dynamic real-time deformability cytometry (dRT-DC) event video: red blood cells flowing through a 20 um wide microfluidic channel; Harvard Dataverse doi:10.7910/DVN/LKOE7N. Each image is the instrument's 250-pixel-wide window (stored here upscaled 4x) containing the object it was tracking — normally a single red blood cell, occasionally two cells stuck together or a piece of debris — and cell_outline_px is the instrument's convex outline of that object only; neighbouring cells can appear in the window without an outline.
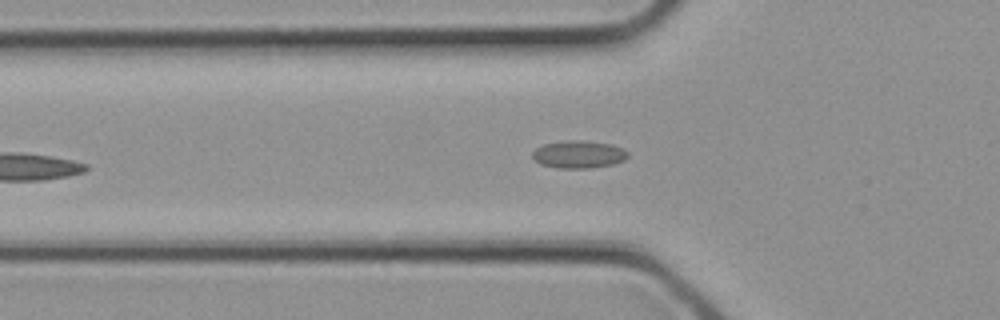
{"species": "common noctule bat (a hibernating species)", "species_latin": "Nyctalus noctula", "temperature_condition": "cold", "stored_images_in_passage": 3, "camera_frame_rate_fps": 3000, "um_per_image_px": 0.085, "animal": {"sex": "female", "body_mass_g": 21.9}, "frame": {"image": 1, "passage_image": 3, "time_ms": 0.667, "image_size_px": [1000, 320], "cell_outline_px": [[628, 156], [624, 160], [612, 164], [588, 168], [556, 168], [540, 164], [532, 156], [532, 152], [536, 148], [544, 144], [568, 140], [580, 140], [612, 144], [624, 148], [628, 152]], "centroid_in_image_um": [49.19, 13.12], "position_along_channel_um": 76.6, "area_um2": 15.32}}